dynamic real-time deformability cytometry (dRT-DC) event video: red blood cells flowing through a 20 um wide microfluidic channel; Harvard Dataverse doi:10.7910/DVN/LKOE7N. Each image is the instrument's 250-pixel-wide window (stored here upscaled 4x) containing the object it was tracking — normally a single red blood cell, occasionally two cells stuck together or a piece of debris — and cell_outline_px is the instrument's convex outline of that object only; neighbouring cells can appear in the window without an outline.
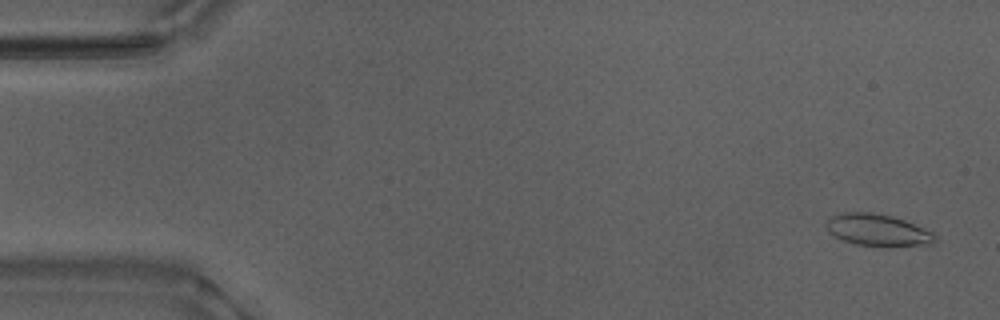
{"species": "Egyptian fruit bat (a non-hibernating species)", "species_latin": "Rousettus aegyptiacus", "temperature_condition": "warm", "stored_images_in_passage": 54, "camera_frame_rate_fps": 3000, "um_per_image_px": 0.085, "animal": {"sex": "male"}, "frame": {"image": 1, "passage_image": 3, "time_ms": 0.667, "image_size_px": [1000, 320], "cell_outline_px": [[936, 240], [932, 244], [888, 248], [856, 244], [832, 236], [828, 232], [824, 224], [832, 216], [844, 212], [868, 212], [892, 216], [904, 220], [932, 232], [936, 236]], "centroid_in_image_um": [74.6, 19.58], "position_along_channel_um": 10.4, "area_um2": 20.52}}
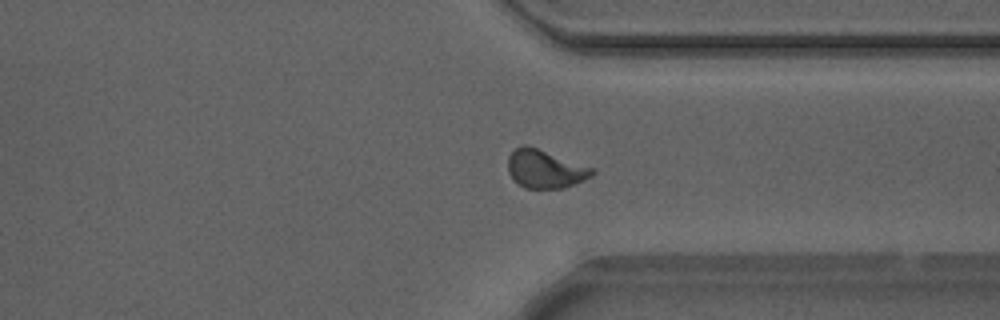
{"frame": {"image": 2, "passage_image": 41, "time_ms": 13.333, "image_size_px": [1000, 320], "cell_outline_px": [[596, 172], [592, 176], [584, 180], [564, 188], [524, 188], [508, 172], [508, 156], [516, 148], [524, 144], [596, 168]], "centroid_in_image_um": [46.38, 14.36], "position_along_channel_um": 365.0, "area_um2": 18.67}}
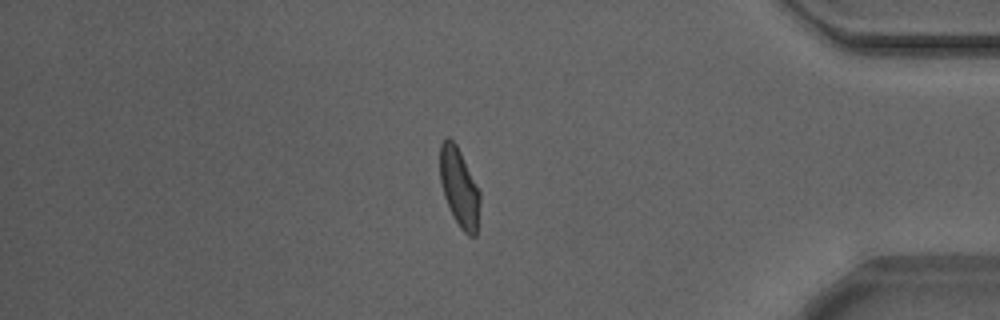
{"frame": {"image": 3, "passage_image": 46, "time_ms": 15.0, "image_size_px": [1000, 320], "cell_outline_px": [[480, 200], [476, 236], [468, 236], [460, 228], [444, 196], [440, 180], [440, 144], [444, 136], [448, 136], [456, 144], [480, 192]], "centroid_in_image_um": [39.03, 15.91], "position_along_channel_um": 396.2, "area_um2": 18.09}, "authors_computed_cell_mechanics": {"area_um2": 18.496, "velocity_mm_per_s": 3.8546, "shape_relaxation_time_tau1_ms": 5.7683, "shape_relaxation_time_tau2_ms": 1.0785, "deformation_change_tau1": 0.1589, "deformation_change_tau2": 0.0609}}